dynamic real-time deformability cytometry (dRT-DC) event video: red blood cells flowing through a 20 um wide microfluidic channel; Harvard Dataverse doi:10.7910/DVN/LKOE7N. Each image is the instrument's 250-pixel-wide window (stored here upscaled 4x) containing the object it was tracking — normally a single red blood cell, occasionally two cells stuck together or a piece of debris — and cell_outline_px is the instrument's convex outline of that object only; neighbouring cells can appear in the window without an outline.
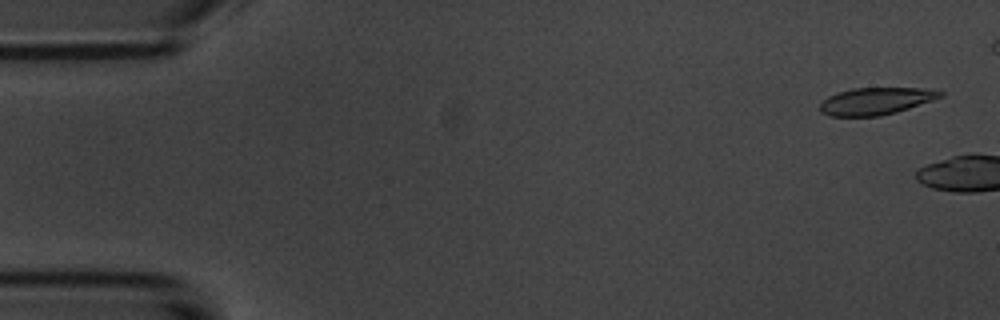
{"species": "common noctule bat (a hibernating species)", "species_latin": "Nyctalus noctula", "temperature_condition": "room temperature", "stored_images_in_passage": 5, "camera_frame_rate_fps": 3000, "um_per_image_px": 0.085, "animal": {"sex": "male", "body_mass_g": 20.1, "forearm_length_mm": 53.5}, "frame": {"image": 1, "passage_image": 2, "time_ms": 0.333, "image_size_px": [1000, 320], "cell_outline_px": [[944, 96], [896, 112], [880, 116], [828, 116], [820, 112], [820, 104], [828, 96], [836, 92], [852, 88], [932, 88], [944, 92]], "centroid_in_image_um": [74.45, 8.58], "position_along_channel_um": 10.6, "area_um2": 19.13}}